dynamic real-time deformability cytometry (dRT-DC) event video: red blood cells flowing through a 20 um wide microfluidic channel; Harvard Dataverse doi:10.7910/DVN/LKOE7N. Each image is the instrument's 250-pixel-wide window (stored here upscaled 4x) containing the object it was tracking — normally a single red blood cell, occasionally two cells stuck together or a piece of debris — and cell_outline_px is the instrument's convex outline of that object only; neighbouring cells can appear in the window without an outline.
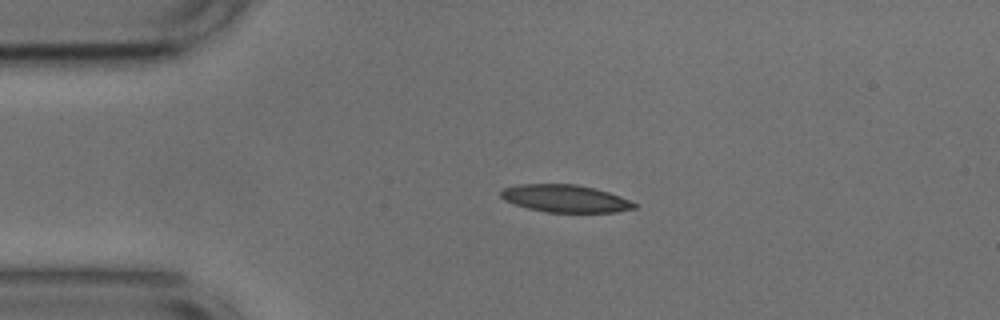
{"species": "common noctule bat (a hibernating species)", "species_latin": "Nyctalus noctula", "temperature_condition": "cold", "stored_images_in_passage": 43, "camera_frame_rate_fps": 3000, "um_per_image_px": 0.085, "animal": {"sex": "male", "body_mass_g": 17.9, "forearm_length_mm": 54.2}, "frame": {"image": 1, "passage_image": 1, "time_ms": 0.0, "image_size_px": [1000, 320], "cell_outline_px": [[636, 208], [616, 212], [548, 212], [528, 208], [504, 200], [500, 196], [500, 192], [504, 188], [520, 184], [576, 184], [608, 192], [620, 196], [636, 204]], "centroid_in_image_um": [48.03, 16.87], "position_along_channel_um": 37.0, "area_um2": 21.1}}
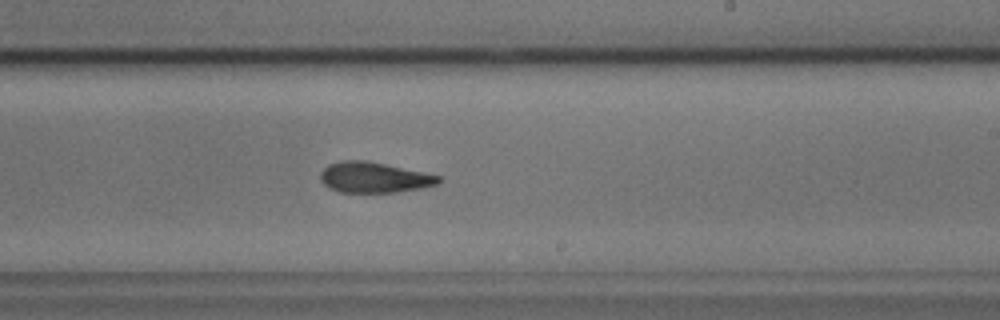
{"frame": {"image": 2, "passage_image": 21, "time_ms": 6.667, "image_size_px": [1000, 320], "cell_outline_px": [[444, 180], [440, 184], [420, 188], [396, 192], [340, 192], [328, 188], [320, 180], [320, 172], [328, 164], [340, 160], [368, 160], [424, 172], [440, 176]], "centroid_in_image_um": [31.8, 15.07], "position_along_channel_um": 257.2, "area_um2": 21.33}}
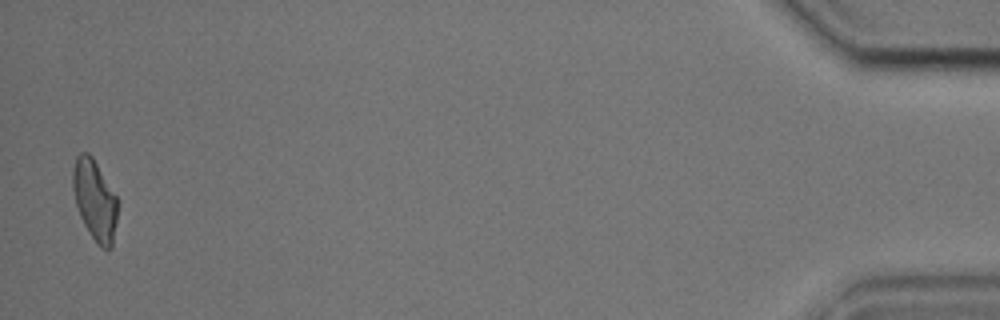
{"frame": {"image": 3, "passage_image": 42, "time_ms": 13.667, "image_size_px": [1000, 320], "cell_outline_px": [[120, 204], [112, 248], [100, 248], [84, 224], [80, 216], [76, 204], [72, 188], [72, 168], [76, 156], [80, 152], [88, 152], [92, 156], [116, 196]], "centroid_in_image_um": [8.07, 17.0], "position_along_channel_um": 427.1, "area_um2": 21.27}, "authors_computed_cell_mechanics": {"area_um2": 21.6172, "velocity_mm_per_s": 3.7344, "shape_relaxation_time_tau1_ms": 3.1271, "shape_relaxation_time_tau2_ms": 2.2539, "deformation_change_tau1": 0.1408, "deformation_change_tau2": 0.1131}}